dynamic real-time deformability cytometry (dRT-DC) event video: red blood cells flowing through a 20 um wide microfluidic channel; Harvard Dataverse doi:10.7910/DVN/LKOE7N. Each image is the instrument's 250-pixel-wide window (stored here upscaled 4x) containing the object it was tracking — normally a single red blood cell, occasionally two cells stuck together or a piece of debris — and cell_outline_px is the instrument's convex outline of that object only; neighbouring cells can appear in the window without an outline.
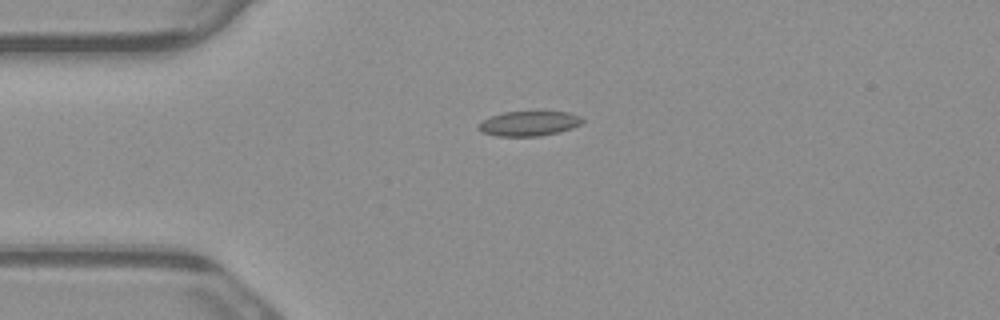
{"species": "common noctule bat (a hibernating species)", "species_latin": "Nyctalus noctula", "temperature_condition": "warm", "stored_images_in_passage": 8, "camera_frame_rate_fps": 3000, "um_per_image_px": 0.085, "animal": {"sex": "male", "body_mass_g": 23.1, "forearm_length_mm": 52.7}, "frame": {"image": 1, "passage_image": 3, "time_ms": 0.667, "image_size_px": [1000, 320], "cell_outline_px": [[584, 120], [580, 124], [572, 128], [560, 132], [540, 136], [496, 136], [480, 132], [476, 128], [476, 124], [492, 116], [504, 112], [568, 112], [580, 116]], "centroid_in_image_um": [44.93, 10.51], "position_along_channel_um": 40.1, "area_um2": 15.09}}
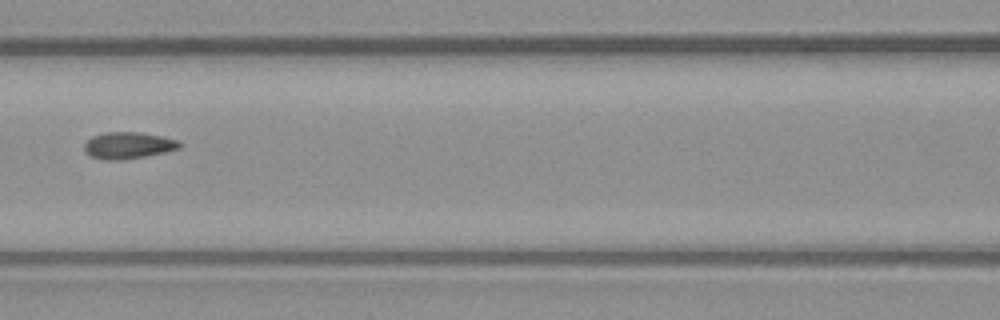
{"frame": {"image": 2, "passage_image": 6, "time_ms": 1.667, "image_size_px": [1000, 320], "cell_outline_px": [[184, 144], [180, 148], [164, 152], [124, 160], [104, 160], [92, 156], [84, 152], [84, 144], [92, 136], [104, 132], [140, 132], [180, 140]], "centroid_in_image_um": [10.91, 12.35], "position_along_channel_um": 155.7, "area_um2": 14.91}}
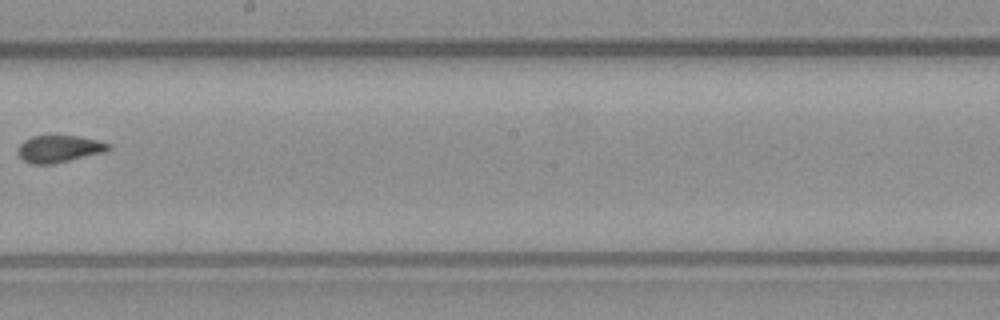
{"frame": {"image": 3, "passage_image": 8, "time_ms": 2.333, "image_size_px": [1000, 320], "cell_outline_px": [[112, 148], [104, 152], [52, 164], [32, 164], [24, 160], [20, 156], [20, 144], [24, 140], [32, 136], [76, 136], [96, 140], [112, 144]], "centroid_in_image_um": [5.06, 12.65], "position_along_channel_um": 243.1, "area_um2": 13.99}}